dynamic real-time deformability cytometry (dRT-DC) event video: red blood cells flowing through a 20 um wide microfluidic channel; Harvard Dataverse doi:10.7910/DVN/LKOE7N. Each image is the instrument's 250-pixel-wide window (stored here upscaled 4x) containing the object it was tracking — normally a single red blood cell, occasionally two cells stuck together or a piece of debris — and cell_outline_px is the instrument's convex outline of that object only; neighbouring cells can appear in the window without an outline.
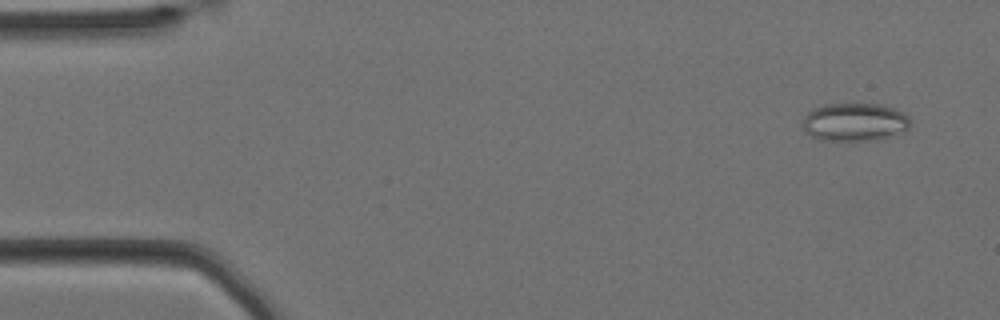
{"species": "Egyptian fruit bat (a non-hibernating species)", "species_latin": "Rousettus aegyptiacus", "temperature_condition": "cold", "stored_images_in_passage": 58, "camera_frame_rate_fps": 3000, "um_per_image_px": 0.085, "animal": {"sex": "female"}, "frame": {"image": 1, "passage_image": 4, "time_ms": 1.0, "image_size_px": [1000, 320], "cell_outline_px": [[912, 124], [908, 128], [880, 140], [816, 140], [804, 132], [804, 116], [812, 108], [824, 104], [884, 104], [896, 108], [904, 112], [908, 116]], "centroid_in_image_um": [72.65, 10.37], "position_along_channel_um": 12.4, "area_um2": 24.22}}
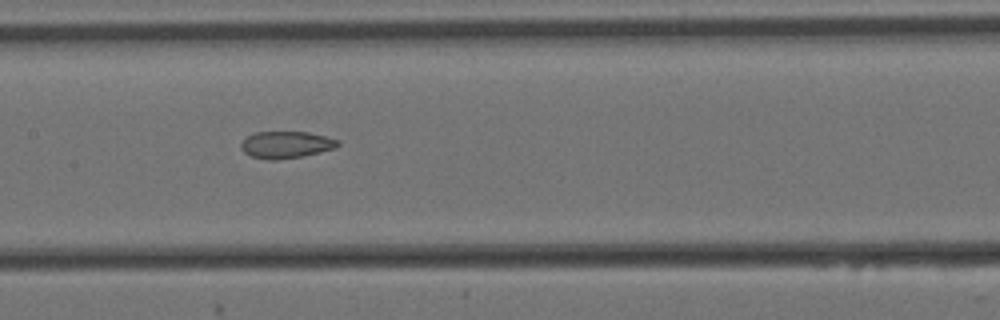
{"frame": {"image": 2, "passage_image": 28, "time_ms": 9.0, "image_size_px": [1000, 320], "cell_outline_px": [[340, 144], [336, 148], [320, 152], [300, 156], [276, 160], [268, 160], [252, 156], [244, 152], [240, 148], [240, 144], [248, 136], [256, 132], [308, 132], [340, 140]], "centroid_in_image_um": [24.33, 12.3], "position_along_channel_um": 183.1, "area_um2": 15.09}}
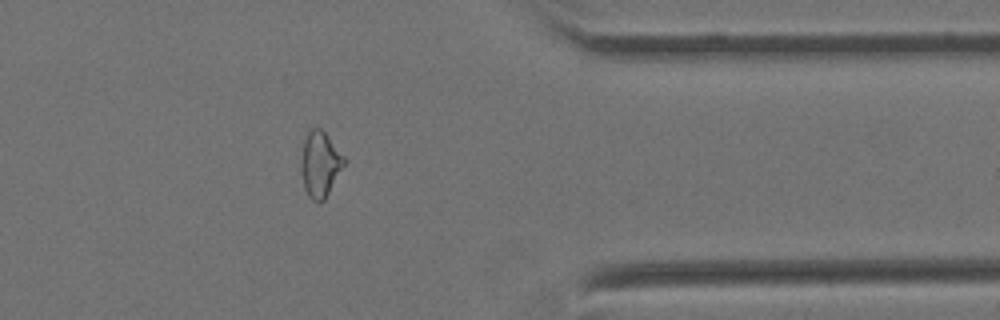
{"frame": {"image": 3, "passage_image": 47, "time_ms": 15.333, "image_size_px": [1000, 320], "cell_outline_px": [[344, 164], [324, 200], [312, 200], [308, 196], [304, 188], [300, 160], [304, 140], [308, 132], [312, 128], [320, 128], [324, 132], [344, 156]], "centroid_in_image_um": [27.18, 13.94], "position_along_channel_um": 384.2, "area_um2": 15.95}, "authors_computed_cell_mechanics": {"area_um2": 17.5712, "velocity_mm_per_s": 3.441, "shape_relaxation_time_tau1_ms": null, "shape_relaxation_time_tau2_ms": 2.4548, "deformation_change_tau1": null, "deformation_change_tau2": 0.0817}}